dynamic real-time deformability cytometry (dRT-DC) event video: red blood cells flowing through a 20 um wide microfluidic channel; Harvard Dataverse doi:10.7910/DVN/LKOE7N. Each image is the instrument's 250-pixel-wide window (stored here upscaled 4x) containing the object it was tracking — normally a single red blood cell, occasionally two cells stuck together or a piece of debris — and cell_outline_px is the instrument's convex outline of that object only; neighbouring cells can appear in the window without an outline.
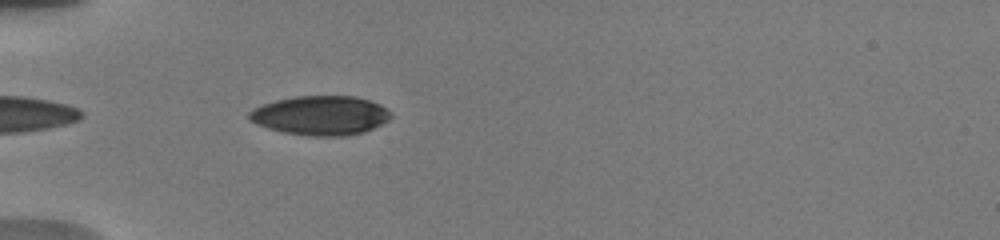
{"species": "human", "species_latin": "Homo sapiens", "temperature_condition": "warm", "stored_images_in_passage": 59, "camera_frame_rate_fps": 3000, "um_per_image_px": 0.085, "donor": {"sex": "male"}, "frame": {"image": 1, "passage_image": 1, "time_ms": 0.0, "image_size_px": [1000, 240], "cell_outline_px": [[392, 116], [388, 120], [364, 132], [344, 136], [308, 136], [284, 132], [268, 128], [256, 124], [248, 116], [248, 112], [252, 108], [276, 100], [296, 96], [356, 96], [380, 104]], "centroid_in_image_um": [27.22, 9.81], "position_along_channel_um": 57.8, "area_um2": 32.25}}
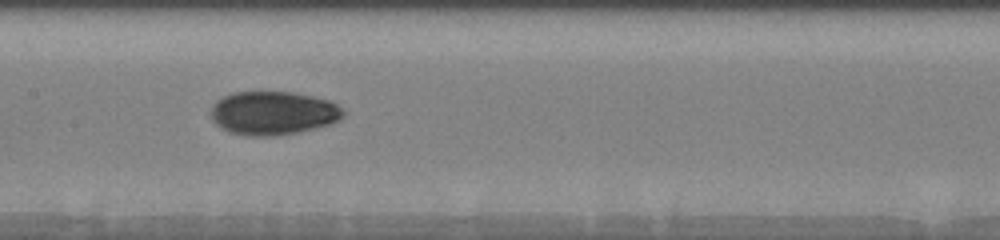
{"frame": {"image": 2, "passage_image": 17, "time_ms": 3.667, "image_size_px": [1000, 240], "cell_outline_px": [[344, 116], [340, 120], [328, 124], [296, 132], [272, 136], [252, 136], [232, 132], [220, 128], [212, 120], [212, 104], [216, 100], [232, 92], [292, 92], [312, 96], [328, 100], [336, 104], [344, 112]], "centroid_in_image_um": [23.19, 9.6], "position_along_channel_um": 184.2, "area_um2": 33.29}}
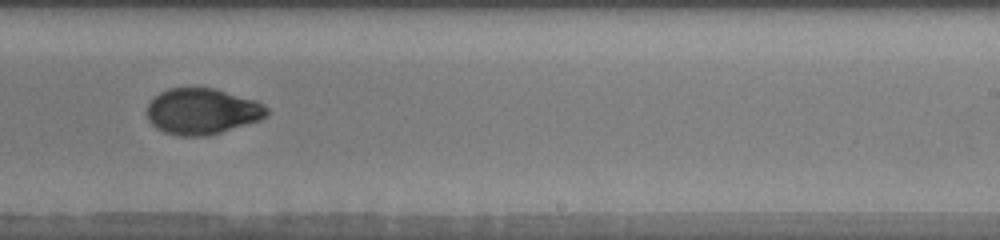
{"frame": {"image": 3, "passage_image": 27, "time_ms": 6.0, "image_size_px": [1000, 240], "cell_outline_px": [[268, 116], [260, 120], [208, 136], [176, 136], [164, 132], [156, 128], [148, 120], [148, 104], [160, 92], [168, 88], [216, 88], [256, 100], [268, 108]], "centroid_in_image_um": [17.2, 9.47], "position_along_channel_um": 271.8, "area_um2": 32.25}, "authors_computed_cell_mechanics": {"area_um2": 32.2524, "velocity_mm_per_s": 3.7728, "shape_relaxation_time_tau1_ms": 4.42, "shape_relaxation_time_tau2_ms": 2.22, "deformation_change_tau1": 0.1708, "deformation_change_tau2": 0.0514}}